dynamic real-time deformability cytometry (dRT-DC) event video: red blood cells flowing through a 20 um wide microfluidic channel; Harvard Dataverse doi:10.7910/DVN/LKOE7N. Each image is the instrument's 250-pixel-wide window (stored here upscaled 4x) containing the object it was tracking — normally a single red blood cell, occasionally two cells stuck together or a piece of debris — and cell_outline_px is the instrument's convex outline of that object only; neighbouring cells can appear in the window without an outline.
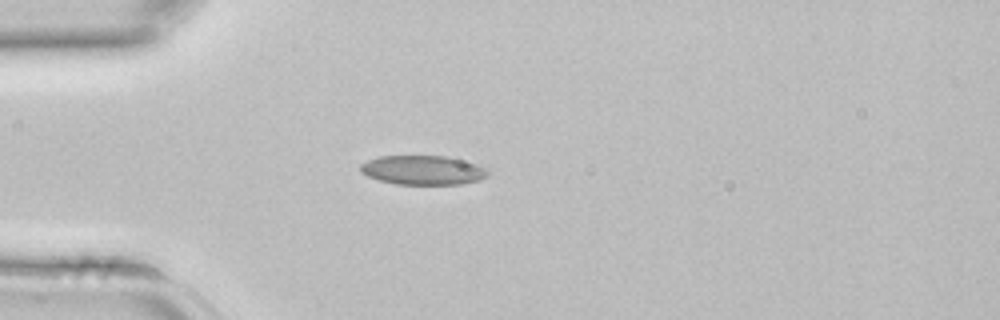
{"species": "common noctule bat (a hibernating species)", "species_latin": "Nyctalus noctula", "temperature_condition": "room temperature", "stored_images_in_passage": 3, "camera_frame_rate_fps": 3000, "um_per_image_px": 0.085, "animal": {"sex": "female", "body_mass_g": 22.7, "forearm_length_mm": 54.2}, "frame": {"image": 1, "passage_image": 3, "time_ms": 0.667, "image_size_px": [1000, 320], "cell_outline_px": [[488, 176], [480, 180], [460, 184], [396, 184], [380, 180], [368, 176], [360, 172], [360, 164], [368, 160], [380, 156], [444, 156], [476, 164], [484, 168], [488, 172]], "centroid_in_image_um": [35.92, 14.46], "position_along_channel_um": 49.1, "area_um2": 21.5}}